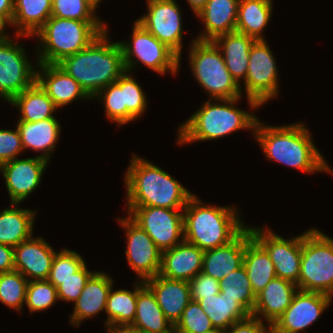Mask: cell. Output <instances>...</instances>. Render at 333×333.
<instances>
[{"instance_id":"681fc988","label":"cell","mask_w":333,"mask_h":333,"mask_svg":"<svg viewBox=\"0 0 333 333\" xmlns=\"http://www.w3.org/2000/svg\"><path fill=\"white\" fill-rule=\"evenodd\" d=\"M14 0H0V14L5 15L11 22L14 16Z\"/></svg>"},{"instance_id":"11a10c76","label":"cell","mask_w":333,"mask_h":333,"mask_svg":"<svg viewBox=\"0 0 333 333\" xmlns=\"http://www.w3.org/2000/svg\"><path fill=\"white\" fill-rule=\"evenodd\" d=\"M91 1L96 7H98V4L102 1V0H89Z\"/></svg>"},{"instance_id":"c3c4849f","label":"cell","mask_w":333,"mask_h":333,"mask_svg":"<svg viewBox=\"0 0 333 333\" xmlns=\"http://www.w3.org/2000/svg\"><path fill=\"white\" fill-rule=\"evenodd\" d=\"M14 270V247L0 244V273Z\"/></svg>"},{"instance_id":"8fae6325","label":"cell","mask_w":333,"mask_h":333,"mask_svg":"<svg viewBox=\"0 0 333 333\" xmlns=\"http://www.w3.org/2000/svg\"><path fill=\"white\" fill-rule=\"evenodd\" d=\"M127 209L128 216L151 237L162 252L184 240L183 209L152 206Z\"/></svg>"},{"instance_id":"d590c367","label":"cell","mask_w":333,"mask_h":333,"mask_svg":"<svg viewBox=\"0 0 333 333\" xmlns=\"http://www.w3.org/2000/svg\"><path fill=\"white\" fill-rule=\"evenodd\" d=\"M222 296L237 301L250 313L254 309L256 295L247 276L244 265L230 272L220 281Z\"/></svg>"},{"instance_id":"f6af8a7d","label":"cell","mask_w":333,"mask_h":333,"mask_svg":"<svg viewBox=\"0 0 333 333\" xmlns=\"http://www.w3.org/2000/svg\"><path fill=\"white\" fill-rule=\"evenodd\" d=\"M19 129H0V165L14 160L23 152Z\"/></svg>"},{"instance_id":"7dc6e473","label":"cell","mask_w":333,"mask_h":333,"mask_svg":"<svg viewBox=\"0 0 333 333\" xmlns=\"http://www.w3.org/2000/svg\"><path fill=\"white\" fill-rule=\"evenodd\" d=\"M224 333H271V326H266L264 322L256 317L248 318L234 323Z\"/></svg>"},{"instance_id":"ee69618b","label":"cell","mask_w":333,"mask_h":333,"mask_svg":"<svg viewBox=\"0 0 333 333\" xmlns=\"http://www.w3.org/2000/svg\"><path fill=\"white\" fill-rule=\"evenodd\" d=\"M96 271H89L86 264L76 273L63 281H50L57 289L58 299L75 302L81 295L86 282Z\"/></svg>"},{"instance_id":"83f0119b","label":"cell","mask_w":333,"mask_h":333,"mask_svg":"<svg viewBox=\"0 0 333 333\" xmlns=\"http://www.w3.org/2000/svg\"><path fill=\"white\" fill-rule=\"evenodd\" d=\"M17 128L21 136L23 150L32 149L43 152L38 155L49 161L50 154L56 148L61 127L57 118H48L38 122L18 121Z\"/></svg>"},{"instance_id":"f5cc1de1","label":"cell","mask_w":333,"mask_h":333,"mask_svg":"<svg viewBox=\"0 0 333 333\" xmlns=\"http://www.w3.org/2000/svg\"><path fill=\"white\" fill-rule=\"evenodd\" d=\"M106 333H130V327L107 328Z\"/></svg>"},{"instance_id":"30bf717a","label":"cell","mask_w":333,"mask_h":333,"mask_svg":"<svg viewBox=\"0 0 333 333\" xmlns=\"http://www.w3.org/2000/svg\"><path fill=\"white\" fill-rule=\"evenodd\" d=\"M278 68L266 40H257L250 48L247 75L244 81L250 108L257 109L278 95Z\"/></svg>"},{"instance_id":"ac0fdd59","label":"cell","mask_w":333,"mask_h":333,"mask_svg":"<svg viewBox=\"0 0 333 333\" xmlns=\"http://www.w3.org/2000/svg\"><path fill=\"white\" fill-rule=\"evenodd\" d=\"M55 254L56 251L42 237L32 236L14 247V270L28 281L47 280Z\"/></svg>"},{"instance_id":"e575fe53","label":"cell","mask_w":333,"mask_h":333,"mask_svg":"<svg viewBox=\"0 0 333 333\" xmlns=\"http://www.w3.org/2000/svg\"><path fill=\"white\" fill-rule=\"evenodd\" d=\"M112 290L113 286L107 298L105 326L106 328L129 327L135 319L137 282L134 284V291L128 289Z\"/></svg>"},{"instance_id":"cb8c5ba5","label":"cell","mask_w":333,"mask_h":333,"mask_svg":"<svg viewBox=\"0 0 333 333\" xmlns=\"http://www.w3.org/2000/svg\"><path fill=\"white\" fill-rule=\"evenodd\" d=\"M240 0H208L196 15L203 21L205 31L197 38L199 41H213L222 34L235 32Z\"/></svg>"},{"instance_id":"603a6c76","label":"cell","mask_w":333,"mask_h":333,"mask_svg":"<svg viewBox=\"0 0 333 333\" xmlns=\"http://www.w3.org/2000/svg\"><path fill=\"white\" fill-rule=\"evenodd\" d=\"M113 284V279L108 274L96 271L86 282L81 295L74 302L70 324L79 327L83 320L105 311L107 298Z\"/></svg>"},{"instance_id":"8992f818","label":"cell","mask_w":333,"mask_h":333,"mask_svg":"<svg viewBox=\"0 0 333 333\" xmlns=\"http://www.w3.org/2000/svg\"><path fill=\"white\" fill-rule=\"evenodd\" d=\"M105 30L106 25L102 21H78L51 16L34 34L41 41L37 48L36 63L57 64L63 58L86 48Z\"/></svg>"},{"instance_id":"5bb4252c","label":"cell","mask_w":333,"mask_h":333,"mask_svg":"<svg viewBox=\"0 0 333 333\" xmlns=\"http://www.w3.org/2000/svg\"><path fill=\"white\" fill-rule=\"evenodd\" d=\"M147 10V14L136 21L181 59L183 32L178 3L175 0H147Z\"/></svg>"},{"instance_id":"bcb514c9","label":"cell","mask_w":333,"mask_h":333,"mask_svg":"<svg viewBox=\"0 0 333 333\" xmlns=\"http://www.w3.org/2000/svg\"><path fill=\"white\" fill-rule=\"evenodd\" d=\"M191 298L193 301L204 299L220 293V281L206 275L203 272L198 273L190 281Z\"/></svg>"},{"instance_id":"ba28073f","label":"cell","mask_w":333,"mask_h":333,"mask_svg":"<svg viewBox=\"0 0 333 333\" xmlns=\"http://www.w3.org/2000/svg\"><path fill=\"white\" fill-rule=\"evenodd\" d=\"M298 289L333 297V238L316 228L302 233Z\"/></svg>"},{"instance_id":"f1b7e54d","label":"cell","mask_w":333,"mask_h":333,"mask_svg":"<svg viewBox=\"0 0 333 333\" xmlns=\"http://www.w3.org/2000/svg\"><path fill=\"white\" fill-rule=\"evenodd\" d=\"M247 276L257 295L274 278V264L266 250L252 237L250 227H246V247L243 258Z\"/></svg>"},{"instance_id":"836d02e7","label":"cell","mask_w":333,"mask_h":333,"mask_svg":"<svg viewBox=\"0 0 333 333\" xmlns=\"http://www.w3.org/2000/svg\"><path fill=\"white\" fill-rule=\"evenodd\" d=\"M197 302L210 318L212 326L224 331L251 315L237 299H230L221 293L204 297Z\"/></svg>"},{"instance_id":"52a82bcc","label":"cell","mask_w":333,"mask_h":333,"mask_svg":"<svg viewBox=\"0 0 333 333\" xmlns=\"http://www.w3.org/2000/svg\"><path fill=\"white\" fill-rule=\"evenodd\" d=\"M192 44V45H191ZM189 64L193 76L209 99L241 98V86L228 71L220 49L213 41L192 40Z\"/></svg>"},{"instance_id":"4316f807","label":"cell","mask_w":333,"mask_h":333,"mask_svg":"<svg viewBox=\"0 0 333 333\" xmlns=\"http://www.w3.org/2000/svg\"><path fill=\"white\" fill-rule=\"evenodd\" d=\"M255 41L254 38L236 31L219 35L213 40L222 52L228 71L240 86L241 80L245 81L250 48Z\"/></svg>"},{"instance_id":"db71d44e","label":"cell","mask_w":333,"mask_h":333,"mask_svg":"<svg viewBox=\"0 0 333 333\" xmlns=\"http://www.w3.org/2000/svg\"><path fill=\"white\" fill-rule=\"evenodd\" d=\"M203 333H224V330L218 329V328H212L208 331H205Z\"/></svg>"},{"instance_id":"5b68a950","label":"cell","mask_w":333,"mask_h":333,"mask_svg":"<svg viewBox=\"0 0 333 333\" xmlns=\"http://www.w3.org/2000/svg\"><path fill=\"white\" fill-rule=\"evenodd\" d=\"M240 99H214L216 103L212 99L206 101L180 125L178 145L219 139L241 129L254 131L258 117L237 108L236 102Z\"/></svg>"},{"instance_id":"f546056e","label":"cell","mask_w":333,"mask_h":333,"mask_svg":"<svg viewBox=\"0 0 333 333\" xmlns=\"http://www.w3.org/2000/svg\"><path fill=\"white\" fill-rule=\"evenodd\" d=\"M10 208L0 212V244L16 247L33 236L35 210L17 208L19 203H11ZM17 206V207H16Z\"/></svg>"},{"instance_id":"7402d4cb","label":"cell","mask_w":333,"mask_h":333,"mask_svg":"<svg viewBox=\"0 0 333 333\" xmlns=\"http://www.w3.org/2000/svg\"><path fill=\"white\" fill-rule=\"evenodd\" d=\"M298 287L291 281L274 278L256 295L251 316L260 318L272 326L291 304Z\"/></svg>"},{"instance_id":"7a4b0ae2","label":"cell","mask_w":333,"mask_h":333,"mask_svg":"<svg viewBox=\"0 0 333 333\" xmlns=\"http://www.w3.org/2000/svg\"><path fill=\"white\" fill-rule=\"evenodd\" d=\"M107 34L106 29L86 48L57 63L91 99L126 71L119 41L111 43Z\"/></svg>"},{"instance_id":"d4e9b609","label":"cell","mask_w":333,"mask_h":333,"mask_svg":"<svg viewBox=\"0 0 333 333\" xmlns=\"http://www.w3.org/2000/svg\"><path fill=\"white\" fill-rule=\"evenodd\" d=\"M245 247L246 228L228 244L205 250L201 272L221 281L243 265Z\"/></svg>"},{"instance_id":"2e32d148","label":"cell","mask_w":333,"mask_h":333,"mask_svg":"<svg viewBox=\"0 0 333 333\" xmlns=\"http://www.w3.org/2000/svg\"><path fill=\"white\" fill-rule=\"evenodd\" d=\"M332 299L327 294L298 289L291 304L271 326V333H301L319 319Z\"/></svg>"},{"instance_id":"e0dca14e","label":"cell","mask_w":333,"mask_h":333,"mask_svg":"<svg viewBox=\"0 0 333 333\" xmlns=\"http://www.w3.org/2000/svg\"><path fill=\"white\" fill-rule=\"evenodd\" d=\"M49 161L39 156L0 165L11 203H21L38 188Z\"/></svg>"},{"instance_id":"ab89813d","label":"cell","mask_w":333,"mask_h":333,"mask_svg":"<svg viewBox=\"0 0 333 333\" xmlns=\"http://www.w3.org/2000/svg\"><path fill=\"white\" fill-rule=\"evenodd\" d=\"M56 287L48 280L28 281L26 301L30 313L45 311L58 301Z\"/></svg>"},{"instance_id":"484cf974","label":"cell","mask_w":333,"mask_h":333,"mask_svg":"<svg viewBox=\"0 0 333 333\" xmlns=\"http://www.w3.org/2000/svg\"><path fill=\"white\" fill-rule=\"evenodd\" d=\"M129 327L144 333H174V325L165 317L144 281L137 282L135 319Z\"/></svg>"},{"instance_id":"f907efd6","label":"cell","mask_w":333,"mask_h":333,"mask_svg":"<svg viewBox=\"0 0 333 333\" xmlns=\"http://www.w3.org/2000/svg\"><path fill=\"white\" fill-rule=\"evenodd\" d=\"M11 26L12 22L3 14H0V41H6L9 40L11 38L8 37V34L6 35L5 31V27H7L6 25Z\"/></svg>"},{"instance_id":"f35d334b","label":"cell","mask_w":333,"mask_h":333,"mask_svg":"<svg viewBox=\"0 0 333 333\" xmlns=\"http://www.w3.org/2000/svg\"><path fill=\"white\" fill-rule=\"evenodd\" d=\"M89 0H52L51 16L78 21H101Z\"/></svg>"},{"instance_id":"60d3db41","label":"cell","mask_w":333,"mask_h":333,"mask_svg":"<svg viewBox=\"0 0 333 333\" xmlns=\"http://www.w3.org/2000/svg\"><path fill=\"white\" fill-rule=\"evenodd\" d=\"M214 328L210 318L197 301L191 300L174 325V333H203Z\"/></svg>"},{"instance_id":"4dcf8cb0","label":"cell","mask_w":333,"mask_h":333,"mask_svg":"<svg viewBox=\"0 0 333 333\" xmlns=\"http://www.w3.org/2000/svg\"><path fill=\"white\" fill-rule=\"evenodd\" d=\"M14 16L11 26L15 36H33L51 17L52 0H14Z\"/></svg>"},{"instance_id":"9c48e42d","label":"cell","mask_w":333,"mask_h":333,"mask_svg":"<svg viewBox=\"0 0 333 333\" xmlns=\"http://www.w3.org/2000/svg\"><path fill=\"white\" fill-rule=\"evenodd\" d=\"M133 25L132 40L119 41L126 71L132 72L131 70L137 67V61H139L159 74L165 75L166 72L176 74L181 66L179 56L136 20Z\"/></svg>"},{"instance_id":"9f6ffc18","label":"cell","mask_w":333,"mask_h":333,"mask_svg":"<svg viewBox=\"0 0 333 333\" xmlns=\"http://www.w3.org/2000/svg\"><path fill=\"white\" fill-rule=\"evenodd\" d=\"M130 333H144V332L137 331L130 327Z\"/></svg>"},{"instance_id":"277c9868","label":"cell","mask_w":333,"mask_h":333,"mask_svg":"<svg viewBox=\"0 0 333 333\" xmlns=\"http://www.w3.org/2000/svg\"><path fill=\"white\" fill-rule=\"evenodd\" d=\"M237 210L204 205L193 195L183 209L184 240L204 251L228 244L247 227Z\"/></svg>"},{"instance_id":"8d00e7d4","label":"cell","mask_w":333,"mask_h":333,"mask_svg":"<svg viewBox=\"0 0 333 333\" xmlns=\"http://www.w3.org/2000/svg\"><path fill=\"white\" fill-rule=\"evenodd\" d=\"M115 83L121 88L122 108H127V123L140 118L146 110L147 99L142 87L125 71Z\"/></svg>"},{"instance_id":"b9f144b4","label":"cell","mask_w":333,"mask_h":333,"mask_svg":"<svg viewBox=\"0 0 333 333\" xmlns=\"http://www.w3.org/2000/svg\"><path fill=\"white\" fill-rule=\"evenodd\" d=\"M85 260L79 253L70 249H62L56 252L51 270L48 276V281H63L71 277L74 273L79 271L84 265Z\"/></svg>"},{"instance_id":"3957f363","label":"cell","mask_w":333,"mask_h":333,"mask_svg":"<svg viewBox=\"0 0 333 333\" xmlns=\"http://www.w3.org/2000/svg\"><path fill=\"white\" fill-rule=\"evenodd\" d=\"M124 181L127 207L184 209L194 195L166 171L133 154Z\"/></svg>"},{"instance_id":"d6986e66","label":"cell","mask_w":333,"mask_h":333,"mask_svg":"<svg viewBox=\"0 0 333 333\" xmlns=\"http://www.w3.org/2000/svg\"><path fill=\"white\" fill-rule=\"evenodd\" d=\"M144 284L154 294L165 317L175 325L192 300L189 281L173 280L157 274Z\"/></svg>"},{"instance_id":"d6a6232c","label":"cell","mask_w":333,"mask_h":333,"mask_svg":"<svg viewBox=\"0 0 333 333\" xmlns=\"http://www.w3.org/2000/svg\"><path fill=\"white\" fill-rule=\"evenodd\" d=\"M9 104L18 108L21 114L17 121L38 122L53 118V113L57 109L54 102L37 82L15 96Z\"/></svg>"},{"instance_id":"1f68e13d","label":"cell","mask_w":333,"mask_h":333,"mask_svg":"<svg viewBox=\"0 0 333 333\" xmlns=\"http://www.w3.org/2000/svg\"><path fill=\"white\" fill-rule=\"evenodd\" d=\"M272 0H240L235 31L257 40L262 36L272 16Z\"/></svg>"},{"instance_id":"9a60e30c","label":"cell","mask_w":333,"mask_h":333,"mask_svg":"<svg viewBox=\"0 0 333 333\" xmlns=\"http://www.w3.org/2000/svg\"><path fill=\"white\" fill-rule=\"evenodd\" d=\"M117 221L126 231L125 254L131 269L136 272L141 281L155 277L160 271L162 251L128 215L126 218H117Z\"/></svg>"},{"instance_id":"816d5d0a","label":"cell","mask_w":333,"mask_h":333,"mask_svg":"<svg viewBox=\"0 0 333 333\" xmlns=\"http://www.w3.org/2000/svg\"><path fill=\"white\" fill-rule=\"evenodd\" d=\"M194 14H198L205 6L208 0H187Z\"/></svg>"},{"instance_id":"4fadbf2b","label":"cell","mask_w":333,"mask_h":333,"mask_svg":"<svg viewBox=\"0 0 333 333\" xmlns=\"http://www.w3.org/2000/svg\"><path fill=\"white\" fill-rule=\"evenodd\" d=\"M252 237L266 250L274 264L277 278L293 282L298 287L302 257V235L291 239L269 230L267 227H250Z\"/></svg>"},{"instance_id":"7bdbcfd3","label":"cell","mask_w":333,"mask_h":333,"mask_svg":"<svg viewBox=\"0 0 333 333\" xmlns=\"http://www.w3.org/2000/svg\"><path fill=\"white\" fill-rule=\"evenodd\" d=\"M94 98L101 99L110 121L119 126L127 124V108H122L121 88L115 82L104 87Z\"/></svg>"},{"instance_id":"7c38bea8","label":"cell","mask_w":333,"mask_h":333,"mask_svg":"<svg viewBox=\"0 0 333 333\" xmlns=\"http://www.w3.org/2000/svg\"><path fill=\"white\" fill-rule=\"evenodd\" d=\"M25 48L11 39L0 41V96L10 102L36 82L35 67Z\"/></svg>"},{"instance_id":"74e56055","label":"cell","mask_w":333,"mask_h":333,"mask_svg":"<svg viewBox=\"0 0 333 333\" xmlns=\"http://www.w3.org/2000/svg\"><path fill=\"white\" fill-rule=\"evenodd\" d=\"M28 280L18 271L0 273V302L21 313L26 301Z\"/></svg>"},{"instance_id":"44dd1931","label":"cell","mask_w":333,"mask_h":333,"mask_svg":"<svg viewBox=\"0 0 333 333\" xmlns=\"http://www.w3.org/2000/svg\"><path fill=\"white\" fill-rule=\"evenodd\" d=\"M204 250L183 240L171 249L162 252L159 275L190 281L202 271Z\"/></svg>"},{"instance_id":"ffe728a7","label":"cell","mask_w":333,"mask_h":333,"mask_svg":"<svg viewBox=\"0 0 333 333\" xmlns=\"http://www.w3.org/2000/svg\"><path fill=\"white\" fill-rule=\"evenodd\" d=\"M36 82L47 93L57 108L77 99H91L69 74L57 64L37 63Z\"/></svg>"},{"instance_id":"6da1fadb","label":"cell","mask_w":333,"mask_h":333,"mask_svg":"<svg viewBox=\"0 0 333 333\" xmlns=\"http://www.w3.org/2000/svg\"><path fill=\"white\" fill-rule=\"evenodd\" d=\"M265 157L307 173L333 174L303 123L269 126L257 121L253 131Z\"/></svg>"}]
</instances>
